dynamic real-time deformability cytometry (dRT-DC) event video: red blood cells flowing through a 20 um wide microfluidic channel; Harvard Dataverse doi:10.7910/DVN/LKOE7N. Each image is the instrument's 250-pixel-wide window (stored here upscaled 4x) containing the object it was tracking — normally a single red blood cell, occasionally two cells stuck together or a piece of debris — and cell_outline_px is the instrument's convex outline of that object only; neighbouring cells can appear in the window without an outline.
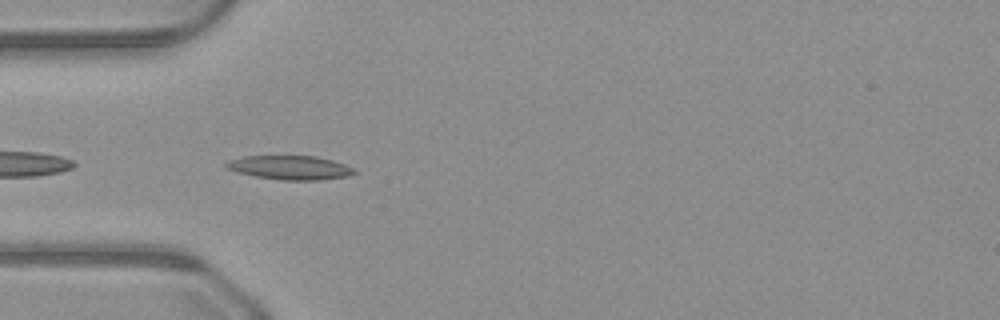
{"species": "common noctule bat (a hibernating species)", "species_latin": "Nyctalus noctula", "temperature_condition": "warm", "stored_images_in_passage": 37, "camera_frame_rate_fps": 3000, "um_per_image_px": 0.085, "animal": {"sex": "male", "body_mass_g": 23.1, "forearm_length_mm": 52.7}, "frame": {"image": 1, "passage_image": 2, "time_ms": 0.333, "image_size_px": [1000, 320], "cell_outline_px": [[356, 172], [348, 176], [320, 180], [284, 180], [256, 176], [236, 172], [228, 168], [224, 164], [228, 160], [244, 156], [316, 156], [332, 160], [344, 164], [352, 168]], "centroid_in_image_um": [24.64, 14.24], "position_along_channel_um": 60.4, "area_um2": 17.74}}
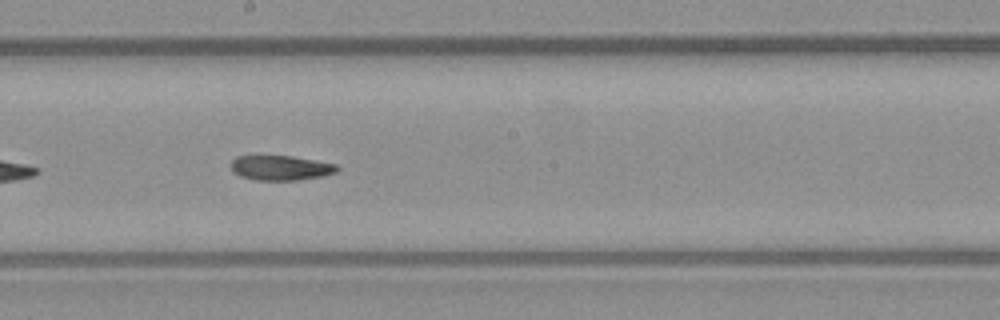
{"frame": {"image": 2, "passage_image": 14, "time_ms": 4.333, "image_size_px": [1000, 320], "cell_outline_px": [[340, 168], [336, 172], [320, 176], [300, 180], [256, 180], [240, 176], [232, 172], [228, 164], [236, 156], [292, 156], [336, 164]], "centroid_in_image_um": [23.8, 14.26], "position_along_channel_um": 224.4, "area_um2": 15.43}}
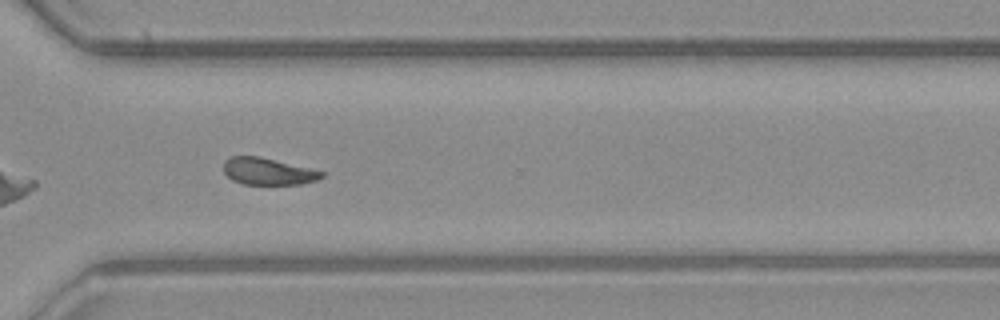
{"frame": {"image": 3, "passage_image": 23, "time_ms": 7.333, "image_size_px": [1000, 320], "cell_outline_px": [[324, 176], [316, 180], [300, 184], [244, 184], [232, 180], [224, 172], [224, 160], [228, 156], [260, 156], [324, 172]], "centroid_in_image_um": [22.73, 14.56], "position_along_channel_um": 347.9, "area_um2": 15.26}}